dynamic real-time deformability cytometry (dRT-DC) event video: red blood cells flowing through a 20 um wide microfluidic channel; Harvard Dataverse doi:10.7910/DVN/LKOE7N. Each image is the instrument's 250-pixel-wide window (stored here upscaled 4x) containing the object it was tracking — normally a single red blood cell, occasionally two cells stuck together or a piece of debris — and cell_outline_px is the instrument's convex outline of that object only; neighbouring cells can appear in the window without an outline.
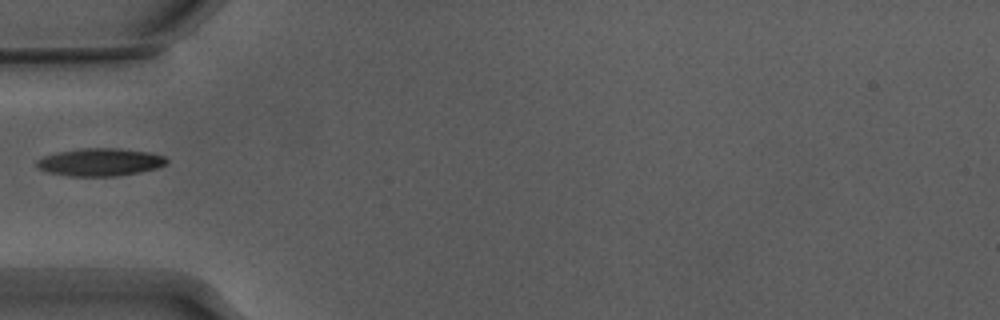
{"species": "Egyptian fruit bat (a non-hibernating species)", "species_latin": "Rousettus aegyptiacus", "temperature_condition": "warm", "stored_images_in_passage": 7, "camera_frame_rate_fps": 3000, "um_per_image_px": 0.085, "animal": {"sex": "male"}, "frame": {"image": 1, "passage_image": 1, "time_ms": 0.0, "image_size_px": [1000, 320], "cell_outline_px": [[168, 160], [164, 164], [156, 168], [116, 176], [68, 176], [48, 172], [36, 168], [36, 160], [44, 156], [60, 152], [80, 148], [116, 148], [148, 152], [164, 156]], "centroid_in_image_um": [8.45, 13.78], "position_along_channel_um": 76.5, "area_um2": 20.75}}